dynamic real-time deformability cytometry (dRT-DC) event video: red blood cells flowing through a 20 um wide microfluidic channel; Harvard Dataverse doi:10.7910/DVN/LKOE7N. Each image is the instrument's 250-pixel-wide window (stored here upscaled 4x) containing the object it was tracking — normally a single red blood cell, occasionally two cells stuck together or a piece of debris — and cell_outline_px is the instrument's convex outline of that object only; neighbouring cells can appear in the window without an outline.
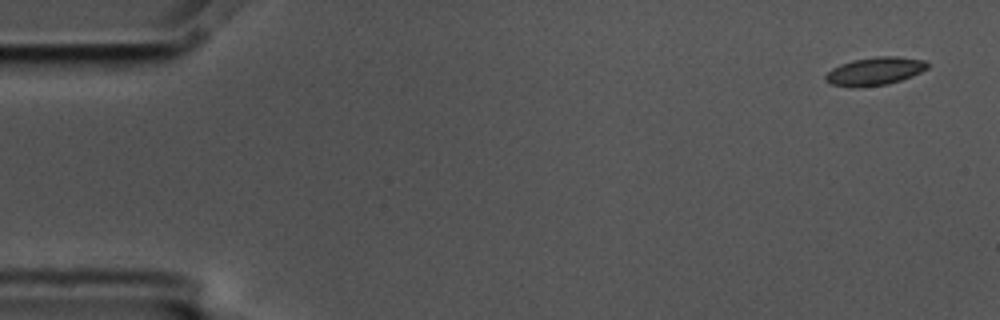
{"species": "common noctule bat (a hibernating species)", "species_latin": "Nyctalus noctula", "temperature_condition": "cold", "stored_images_in_passage": 6, "segment_of_instrument_passage": [1, 2], "camera_frame_rate_fps": 3000, "um_per_image_px": 0.085, "animal": {"sex": "male", "body_mass_g": 17.5, "forearm_length_mm": 52.3}, "frame": {"image": 1, "passage_image": 1, "time_ms": 0.0, "image_size_px": [1000, 320], "cell_outline_px": [[928, 68], [912, 76], [888, 84], [832, 84], [824, 80], [824, 76], [832, 68], [840, 64], [852, 60], [876, 56], [896, 56], [924, 60], [928, 64]], "centroid_in_image_um": [74.4, 5.99], "position_along_channel_um": 10.6, "area_um2": 15.9}}